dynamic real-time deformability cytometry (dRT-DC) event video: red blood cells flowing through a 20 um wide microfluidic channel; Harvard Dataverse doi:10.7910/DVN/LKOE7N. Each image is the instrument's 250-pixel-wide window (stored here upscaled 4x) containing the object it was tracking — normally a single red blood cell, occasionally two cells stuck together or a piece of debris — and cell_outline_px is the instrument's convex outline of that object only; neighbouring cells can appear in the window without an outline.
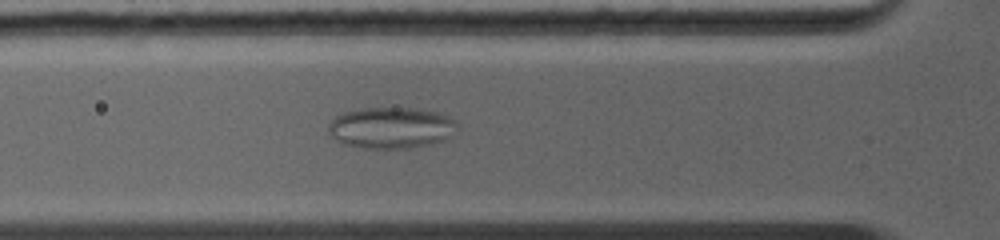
{"species": "common noctule bat (a hibernating species)", "species_latin": "Nyctalus noctula", "temperature_condition": "warm", "stored_images_in_passage": 27, "camera_frame_rate_fps": 5000, "um_per_image_px": 0.085, "animal": {"sex": "female", "body_mass_g": 19.0, "forearm_length_mm": 56.7}, "frame": {"image": 1, "passage_image": 11, "time_ms": 3.6, "image_size_px": [1000, 240], "cell_outline_px": [[456, 124], [448, 136], [444, 140], [432, 144], [408, 148], [364, 148], [340, 144], [328, 132], [328, 124], [336, 116], [344, 112], [364, 108], [412, 108], [436, 112], [448, 116], [456, 120]], "centroid_in_image_um": [33.18, 10.87], "position_along_channel_um": 92.6, "area_um2": 30.81}}
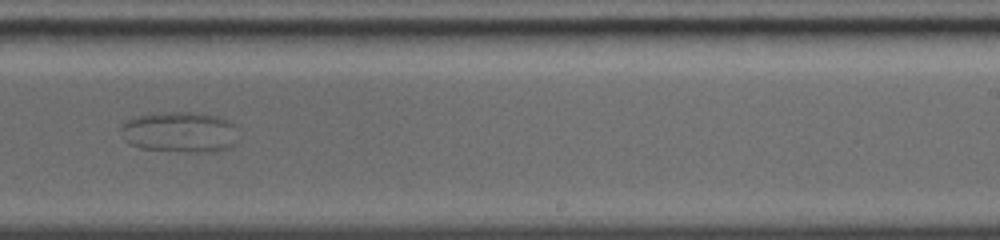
{"frame": {"image": 2, "passage_image": 21, "time_ms": 8.0, "image_size_px": [1000, 240], "cell_outline_px": [[236, 124], [232, 144], [228, 148], [208, 152], [196, 152], [140, 148], [128, 144], [124, 140], [120, 132], [120, 128], [128, 120], [136, 116], [160, 112], [192, 112], [216, 116], [228, 120]], "centroid_in_image_um": [15.22, 11.22], "position_along_channel_um": 273.8, "area_um2": 27.63}}
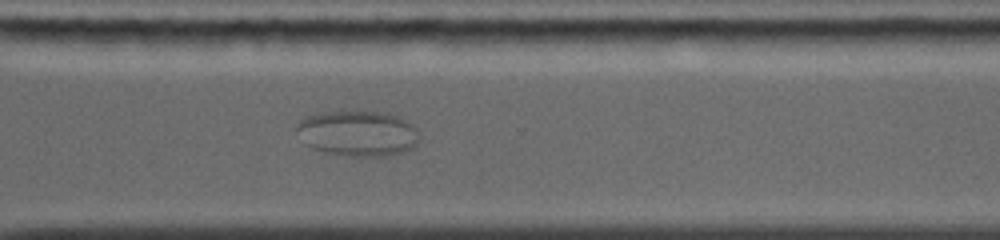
{"frame": {"image": 3, "passage_image": 23, "time_ms": 9.6, "image_size_px": [1000, 240], "cell_outline_px": [[420, 140], [416, 144], [408, 148], [396, 152], [380, 156], [356, 156], [328, 152], [312, 148], [304, 144], [296, 128], [296, 124], [304, 116], [320, 112], [384, 112], [396, 116], [412, 124], [416, 128]], "centroid_in_image_um": [30.36, 11.31], "position_along_channel_um": 340.2, "area_um2": 32.02}}